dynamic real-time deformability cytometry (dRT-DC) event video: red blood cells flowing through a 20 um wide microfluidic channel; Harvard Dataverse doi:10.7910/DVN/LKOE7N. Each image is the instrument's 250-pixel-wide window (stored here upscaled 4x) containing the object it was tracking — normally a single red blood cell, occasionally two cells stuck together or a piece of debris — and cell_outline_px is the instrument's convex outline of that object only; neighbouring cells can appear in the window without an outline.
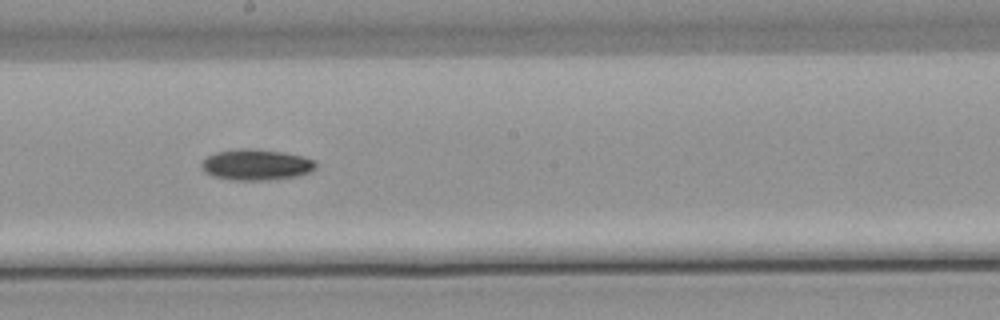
{"species": "common noctule bat (a hibernating species)", "species_latin": "Nyctalus noctula", "temperature_condition": "warm", "stored_images_in_passage": 8, "camera_frame_rate_fps": 3000, "um_per_image_px": 0.085, "animal": {"sex": "male", "body_mass_g": 21.5, "forearm_length_mm": 52.0}, "frame": {"image": 1, "passage_image": 7, "time_ms": 8.333, "image_size_px": [1000, 320], "cell_outline_px": [[316, 168], [308, 172], [296, 176], [272, 180], [232, 180], [212, 176], [204, 172], [200, 164], [208, 156], [216, 152], [240, 148], [248, 148], [284, 152], [316, 160]], "centroid_in_image_um": [21.76, 14.0], "position_along_channel_um": 226.4, "area_um2": 20.63}}
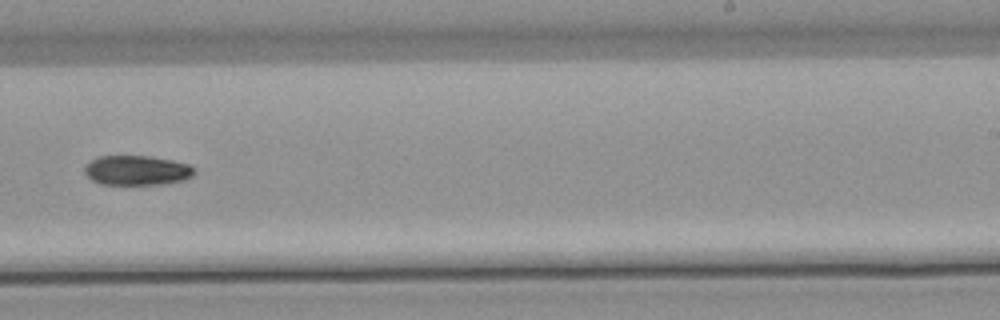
{"frame": {"image": 2, "passage_image": 8, "time_ms": 9.667, "image_size_px": [1000, 320], "cell_outline_px": [[196, 172], [192, 176], [184, 180], [164, 184], [100, 184], [92, 180], [84, 172], [84, 168], [96, 156], [148, 156], [172, 160], [188, 164], [196, 168]], "centroid_in_image_um": [11.66, 14.48], "position_along_channel_um": 277.3, "area_um2": 19.02}}